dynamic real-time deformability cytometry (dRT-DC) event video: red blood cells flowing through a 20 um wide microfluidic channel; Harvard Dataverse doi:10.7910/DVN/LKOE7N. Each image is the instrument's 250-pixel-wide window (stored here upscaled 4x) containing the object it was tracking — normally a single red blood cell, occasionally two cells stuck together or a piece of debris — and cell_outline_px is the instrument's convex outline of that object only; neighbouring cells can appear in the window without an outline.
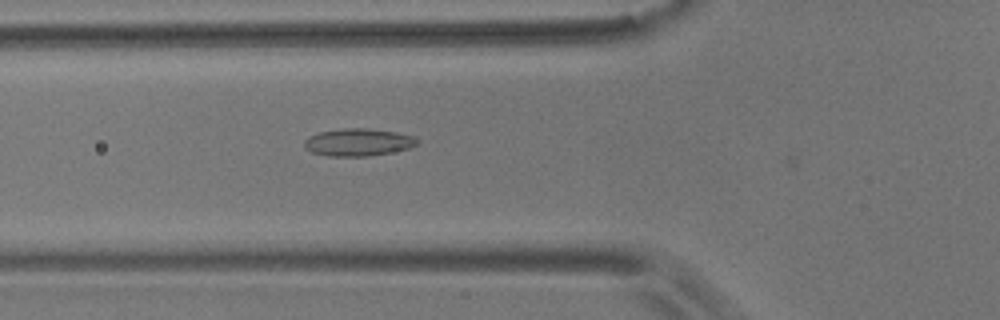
{"species": "common noctule bat (a hibernating species)", "species_latin": "Nyctalus noctula", "temperature_condition": "room temperature", "stored_images_in_passage": 38, "camera_frame_rate_fps": 3000, "um_per_image_px": 0.085, "animal": {"sex": "male", "body_mass_g": 17.9}, "frame": {"image": 1, "passage_image": 3, "time_ms": 0.667, "image_size_px": [1000, 320], "cell_outline_px": [[420, 140], [416, 144], [408, 148], [392, 152], [368, 156], [328, 156], [312, 152], [304, 148], [304, 140], [308, 136], [320, 132], [344, 128], [368, 128], [396, 132], [412, 136]], "centroid_in_image_um": [30.42, 12.09], "position_along_channel_um": 95.4, "area_um2": 18.03}}
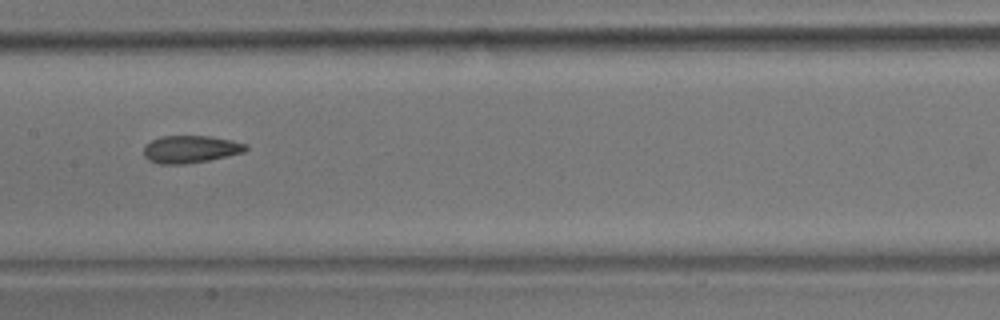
{"frame": {"image": 2, "passage_image": 11, "time_ms": 3.333, "image_size_px": [1000, 320], "cell_outline_px": [[248, 148], [244, 152], [208, 160], [184, 164], [160, 164], [148, 160], [144, 156], [144, 148], [152, 140], [160, 136], [212, 136], [232, 140], [248, 144]], "centroid_in_image_um": [16.21, 12.68], "position_along_channel_um": 191.2, "area_um2": 16.3}}
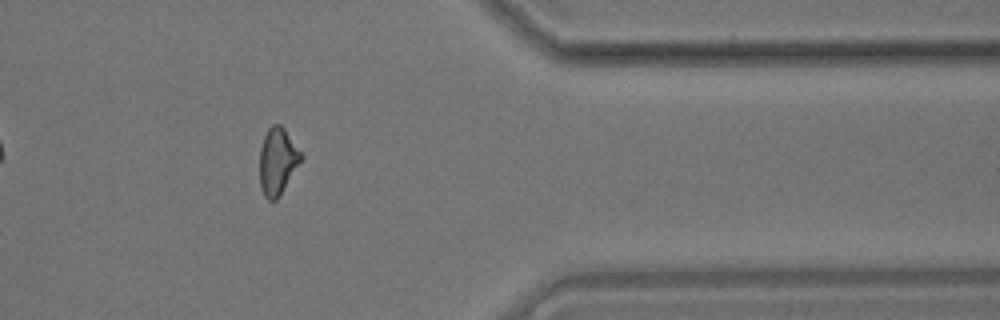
{"frame": {"image": 3, "passage_image": 29, "time_ms": 9.333, "image_size_px": [1000, 320], "cell_outline_px": [[304, 156], [276, 200], [268, 200], [264, 196], [260, 188], [260, 148], [264, 136], [268, 128], [272, 124], [280, 124], [284, 128]], "centroid_in_image_um": [23.58, 13.68], "position_along_channel_um": 387.8, "area_um2": 15.95}, "authors_computed_cell_mechanics": {"area_um2": 16.1551, "velocity_mm_per_s": 3.57, "shape_relaxation_time_tau1_ms": null, "shape_relaxation_time_tau2_ms": 3.5837, "deformation_change_tau1": null, "deformation_change_tau2": 0.114}}